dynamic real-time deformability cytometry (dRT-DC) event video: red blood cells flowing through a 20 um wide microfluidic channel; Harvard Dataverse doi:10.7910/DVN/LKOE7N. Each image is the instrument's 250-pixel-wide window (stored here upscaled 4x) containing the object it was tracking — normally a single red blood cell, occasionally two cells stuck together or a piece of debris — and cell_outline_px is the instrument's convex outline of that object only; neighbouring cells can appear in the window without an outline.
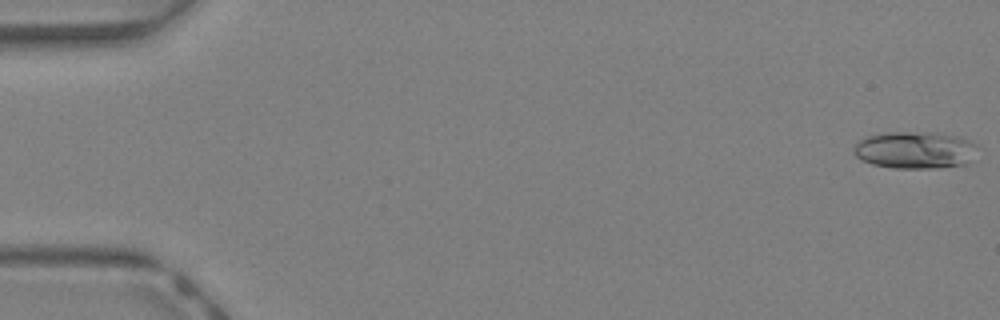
{"species": "Egyptian fruit bat (a non-hibernating species)", "species_latin": "Rousettus aegyptiacus", "temperature_condition": "warm", "stored_images_in_passage": 11, "camera_frame_rate_fps": 3000, "um_per_image_px": 0.085, "animal": {"sex": "female"}, "frame": {"image": 1, "passage_image": 1, "time_ms": 0.0, "image_size_px": [1000, 320], "cell_outline_px": [[980, 144], [968, 164], [936, 168], [892, 168], [872, 164], [860, 160], [852, 152], [852, 148], [860, 140], [868, 136], [884, 132], [940, 132], [960, 136]], "centroid_in_image_um": [77.81, 12.74], "position_along_channel_um": 7.2, "area_um2": 27.4}}